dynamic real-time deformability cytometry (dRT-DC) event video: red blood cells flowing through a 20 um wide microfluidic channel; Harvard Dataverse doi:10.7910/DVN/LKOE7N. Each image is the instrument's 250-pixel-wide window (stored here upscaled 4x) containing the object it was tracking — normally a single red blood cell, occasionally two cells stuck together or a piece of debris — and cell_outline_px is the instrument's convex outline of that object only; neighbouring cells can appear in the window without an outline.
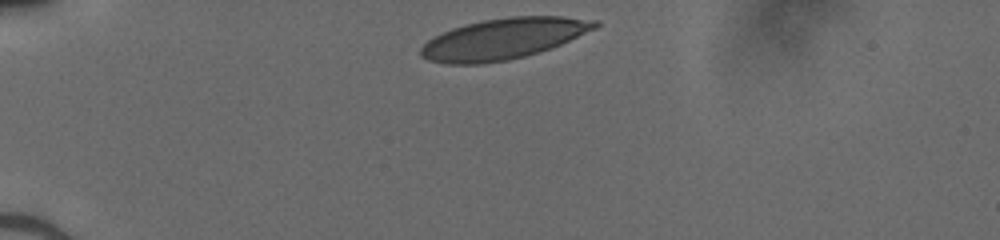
{"species": "human", "species_latin": "Homo sapiens", "temperature_condition": "cold", "stored_images_in_passage": 31, "camera_frame_rate_fps": 3000, "um_per_image_px": 0.085, "donor": {"sex": "male"}, "frame": {"image": 1, "passage_image": 1, "time_ms": 0.0, "image_size_px": [1000, 240], "cell_outline_px": [[600, 24], [596, 28], [560, 44], [524, 56], [504, 60], [480, 64], [448, 64], [428, 60], [420, 56], [420, 48], [428, 40], [452, 28], [484, 20], [512, 16], [564, 16], [596, 20]], "centroid_in_image_um": [42.78, 3.29], "position_along_channel_um": 42.2, "area_um2": 40.92}}
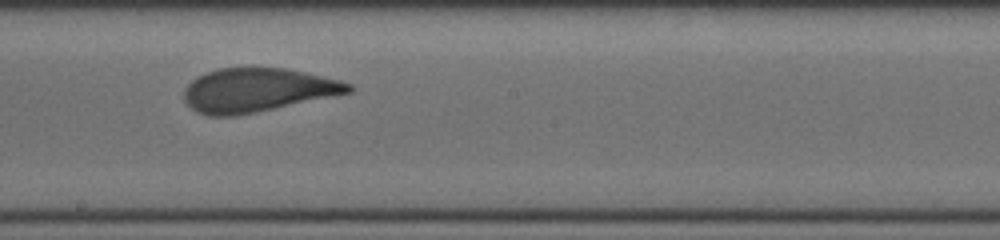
{"frame": {"image": 2, "passage_image": 18, "time_ms": 5.667, "image_size_px": [1000, 240], "cell_outline_px": [[352, 92], [256, 112], [236, 116], [208, 116], [196, 112], [184, 100], [184, 88], [196, 76], [216, 68], [284, 68], [304, 72], [340, 80], [352, 84]], "centroid_in_image_um": [21.84, 7.66], "position_along_channel_um": 226.4, "area_um2": 41.85}}
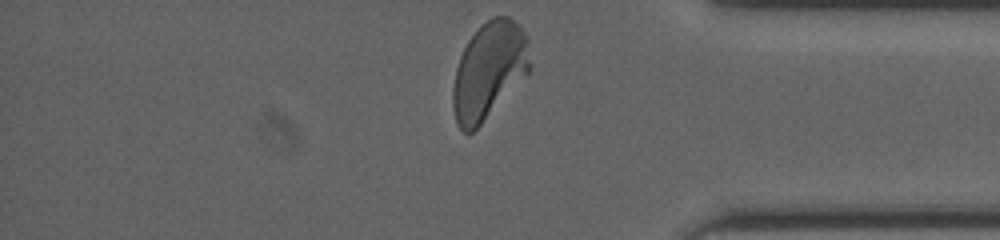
{"frame": {"image": 3, "passage_image": 31, "time_ms": 10.0, "image_size_px": [1000, 240], "cell_outline_px": [[532, 64], [528, 72], [480, 124], [472, 132], [464, 132], [456, 124], [452, 108], [452, 88], [456, 68], [460, 56], [468, 40], [480, 24], [492, 16], [508, 16], [524, 32], [528, 40]], "centroid_in_image_um": [41.54, 5.97], "position_along_channel_um": 393.7, "area_um2": 43.23}}